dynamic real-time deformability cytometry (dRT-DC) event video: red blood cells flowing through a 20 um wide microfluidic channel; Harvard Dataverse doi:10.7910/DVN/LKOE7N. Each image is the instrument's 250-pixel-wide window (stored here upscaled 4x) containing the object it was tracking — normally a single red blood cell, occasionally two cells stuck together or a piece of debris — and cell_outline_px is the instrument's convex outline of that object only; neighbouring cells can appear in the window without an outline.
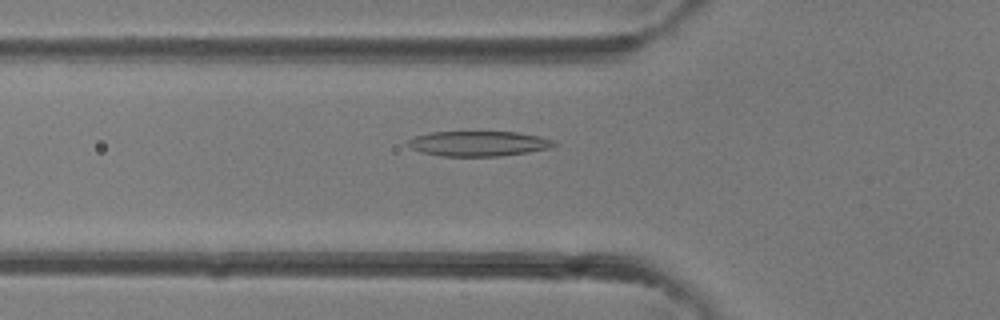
{"species": "common noctule bat (a hibernating species)", "species_latin": "Nyctalus noctula", "temperature_condition": "room temperature", "stored_images_in_passage": 39, "camera_frame_rate_fps": 3000, "um_per_image_px": 0.085, "animal": {"sex": "female"}, "frame": {"image": 1, "passage_image": 13, "time_ms": 4.0, "image_size_px": [1000, 320], "cell_outline_px": [[556, 144], [552, 148], [528, 152], [500, 156], [440, 156], [420, 152], [412, 148], [408, 144], [408, 140], [412, 136], [432, 132], [516, 132], [556, 140]], "centroid_in_image_um": [40.66, 12.21], "position_along_channel_um": 85.1, "area_um2": 21.39}}
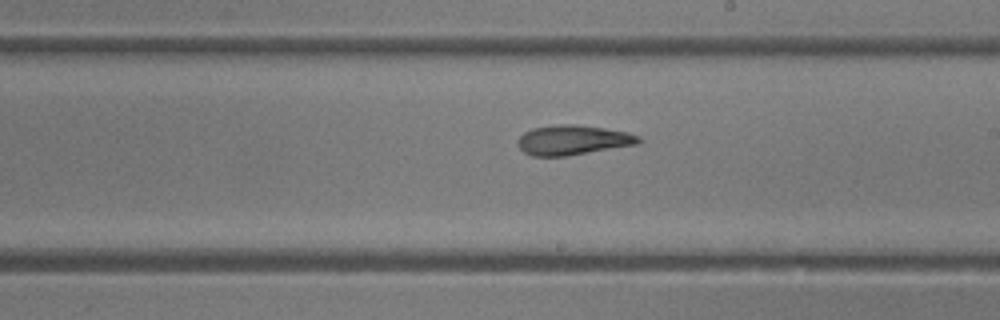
{"frame": {"image": 2, "passage_image": 22, "time_ms": 7.0, "image_size_px": [1000, 320], "cell_outline_px": [[644, 140], [640, 144], [564, 156], [532, 156], [524, 152], [520, 148], [520, 136], [524, 132], [532, 128], [560, 124], [572, 124], [604, 128], [628, 132], [640, 136]], "centroid_in_image_um": [48.76, 11.9], "position_along_channel_um": 240.2, "area_um2": 20.87}}
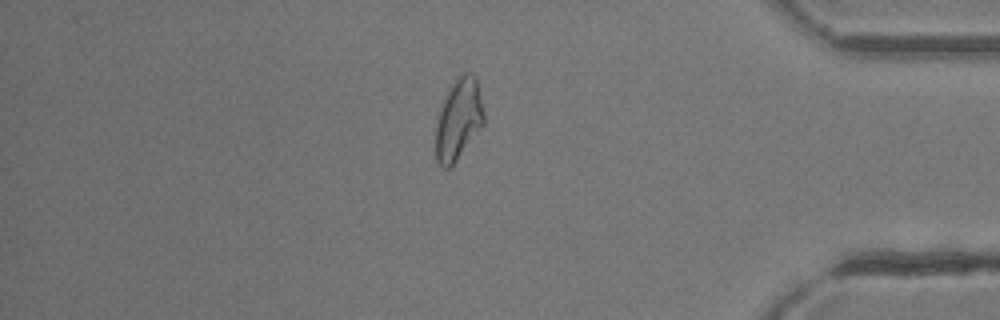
{"frame": {"image": 3, "passage_image": 33, "time_ms": 10.667, "image_size_px": [1000, 320], "cell_outline_px": [[484, 124], [456, 160], [448, 168], [444, 168], [436, 160], [436, 124], [440, 108], [448, 88], [456, 76], [464, 72], [468, 72], [476, 76], [484, 112]], "centroid_in_image_um": [38.98, 10.09], "position_along_channel_um": 396.2, "area_um2": 22.72}}